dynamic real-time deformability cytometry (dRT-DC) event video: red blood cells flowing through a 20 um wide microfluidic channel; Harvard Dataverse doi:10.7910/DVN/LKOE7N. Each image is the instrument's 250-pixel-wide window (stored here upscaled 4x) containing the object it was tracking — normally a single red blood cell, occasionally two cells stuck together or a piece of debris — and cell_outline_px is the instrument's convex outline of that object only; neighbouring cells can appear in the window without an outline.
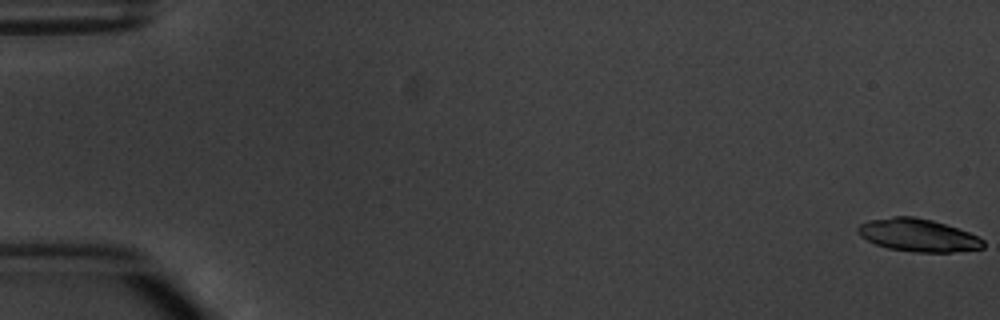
{"species": "common noctule bat (a hibernating species)", "species_latin": "Nyctalus noctula", "temperature_condition": "warm", "stored_images_in_passage": 6, "camera_frame_rate_fps": 3000, "um_per_image_px": 0.085, "animal": {"sex": "male", "body_mass_g": 20.1, "forearm_length_mm": 53.5}, "frame": {"image": 1, "passage_image": 1, "time_ms": 0.0, "image_size_px": [1000, 320], "cell_outline_px": [[984, 248], [952, 252], [916, 252], [888, 248], [876, 244], [860, 236], [856, 232], [856, 228], [860, 224], [868, 220], [892, 216], [912, 216], [932, 220], [968, 232], [984, 240]], "centroid_in_image_um": [78.0, 19.99], "position_along_channel_um": 7.0, "area_um2": 23.81}}
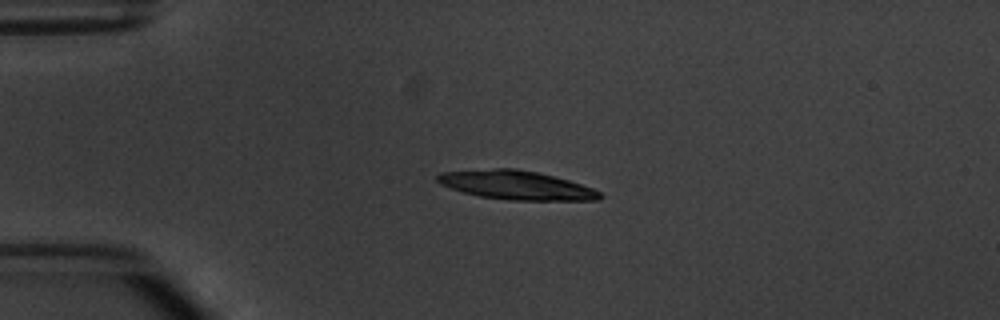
{"frame": {"image": 2, "passage_image": 4, "time_ms": 4.333, "image_size_px": [1000, 320], "cell_outline_px": [[604, 196], [600, 200], [508, 200], [480, 196], [464, 192], [440, 184], [436, 180], [436, 176], [440, 172], [492, 168], [516, 168], [536, 172], [568, 180], [592, 188], [600, 192]], "centroid_in_image_um": [43.87, 15.73], "position_along_channel_um": 41.1, "area_um2": 27.22}}